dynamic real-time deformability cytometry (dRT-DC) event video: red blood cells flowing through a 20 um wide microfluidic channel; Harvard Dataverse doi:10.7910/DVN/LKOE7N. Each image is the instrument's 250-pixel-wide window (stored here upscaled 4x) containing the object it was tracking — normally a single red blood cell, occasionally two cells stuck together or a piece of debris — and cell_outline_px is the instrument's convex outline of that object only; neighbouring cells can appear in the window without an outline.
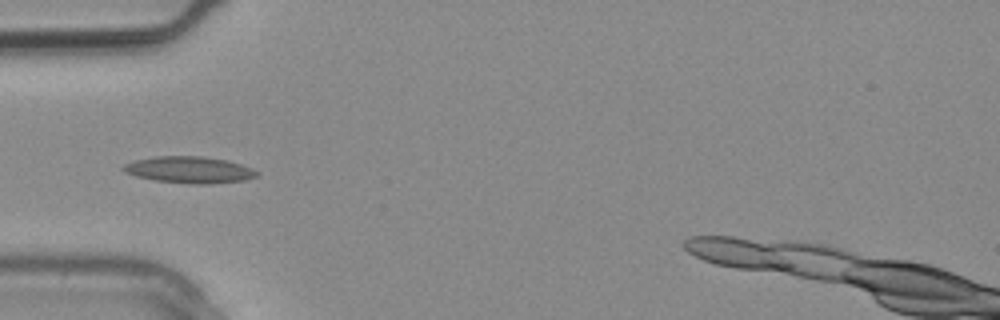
{"species": "common noctule bat (a hibernating species)", "species_latin": "Nyctalus noctula", "temperature_condition": "warm", "stored_images_in_passage": 4, "camera_frame_rate_fps": 3000, "um_per_image_px": 0.085, "animal": {"sex": "male", "body_mass_g": 20.4}, "frame": {"image": 1, "passage_image": 1, "time_ms": 0.0, "image_size_px": [1000, 320], "cell_outline_px": [[260, 176], [244, 180], [212, 184], [192, 184], [156, 180], [136, 176], [120, 168], [124, 164], [132, 160], [156, 156], [204, 156], [228, 160], [252, 168], [260, 172]], "centroid_in_image_um": [16.14, 14.43], "position_along_channel_um": 68.9, "area_um2": 20.87}}
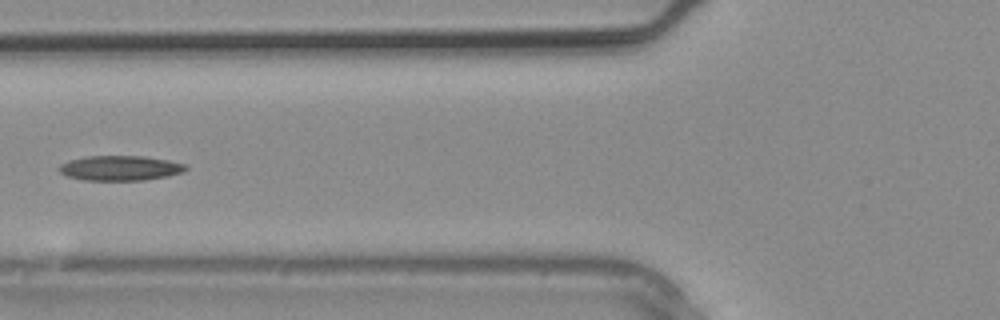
{"frame": {"image": 2, "passage_image": 3, "time_ms": 0.667, "image_size_px": [1000, 320], "cell_outline_px": [[188, 168], [184, 172], [168, 176], [144, 180], [84, 180], [68, 176], [60, 172], [56, 168], [60, 164], [68, 160], [88, 156], [144, 156], [168, 160], [184, 164]], "centroid_in_image_um": [10.2, 14.28], "position_along_channel_um": 115.6, "area_um2": 18.44}}